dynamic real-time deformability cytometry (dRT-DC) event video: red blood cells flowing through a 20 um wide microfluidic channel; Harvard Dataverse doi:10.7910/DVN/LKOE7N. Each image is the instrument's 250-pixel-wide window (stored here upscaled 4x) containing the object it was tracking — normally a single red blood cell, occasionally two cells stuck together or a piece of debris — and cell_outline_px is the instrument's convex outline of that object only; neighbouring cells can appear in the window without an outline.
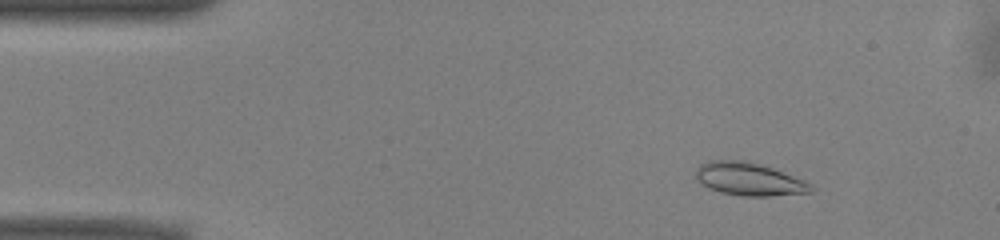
{"species": "common noctule bat (a hibernating species)", "species_latin": "Nyctalus noctula", "temperature_condition": "warm", "stored_images_in_passage": 52, "camera_frame_rate_fps": 3000, "um_per_image_px": 0.085, "animal": {"sex": "male", "body_mass_g": 13.0, "forearm_length_mm": 53.1}, "frame": {"image": 1, "passage_image": 7, "time_ms": 2.0, "image_size_px": [1000, 240], "cell_outline_px": [[816, 188], [812, 192], [768, 196], [740, 196], [720, 192], [708, 188], [700, 184], [696, 176], [696, 168], [700, 164], [708, 160], [748, 160], [772, 168], [804, 180], [812, 184]], "centroid_in_image_um": [63.66, 15.22], "position_along_channel_um": 21.3, "area_um2": 22.31}}
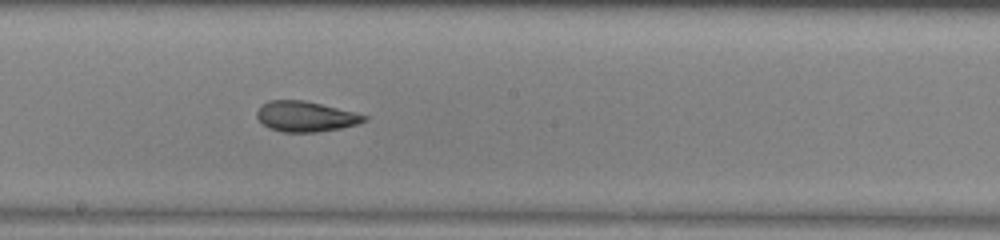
{"frame": {"image": 2, "passage_image": 28, "time_ms": 9.0, "image_size_px": [1000, 240], "cell_outline_px": [[368, 120], [356, 124], [340, 128], [316, 132], [284, 132], [268, 128], [256, 116], [256, 112], [260, 104], [268, 100], [304, 100], [368, 116]], "centroid_in_image_um": [25.92, 9.9], "position_along_channel_um": 222.3, "area_um2": 18.84}}
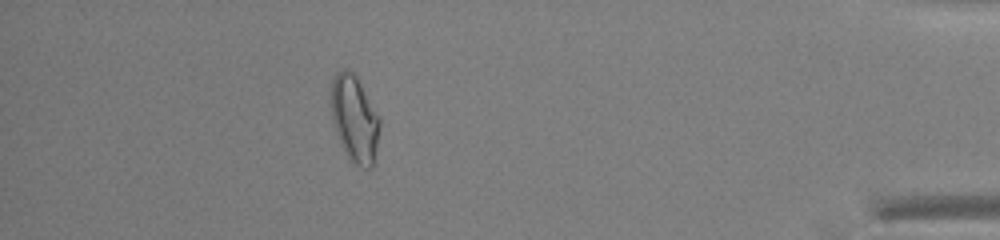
{"frame": {"image": 3, "passage_image": 46, "time_ms": 15.0, "image_size_px": [1000, 240], "cell_outline_px": [[380, 124], [376, 148], [372, 168], [364, 168], [356, 164], [344, 152], [340, 144], [332, 120], [332, 80], [336, 72], [344, 68], [348, 68], [356, 76], [380, 116]], "centroid_in_image_um": [30.14, 10.08], "position_along_channel_um": 405.1, "area_um2": 24.39}, "authors_computed_cell_mechanics": {"area_um2": 21.2126, "velocity_mm_per_s": 3.9606, "shape_relaxation_time_tau1_ms": null, "shape_relaxation_time_tau2_ms": 2.0892, "deformation_change_tau1": null, "deformation_change_tau2": 0.0929}}